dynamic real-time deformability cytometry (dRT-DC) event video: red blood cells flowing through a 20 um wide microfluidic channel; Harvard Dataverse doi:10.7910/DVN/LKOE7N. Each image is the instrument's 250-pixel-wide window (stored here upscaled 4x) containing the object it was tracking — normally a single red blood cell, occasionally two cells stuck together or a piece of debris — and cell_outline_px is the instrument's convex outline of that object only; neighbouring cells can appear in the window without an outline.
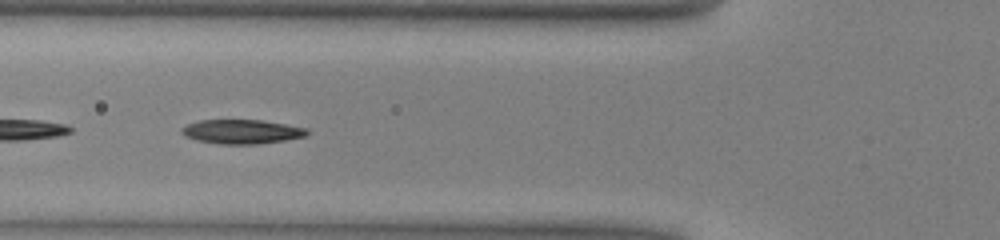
{"species": "common noctule bat (a hibernating species)", "species_latin": "Nyctalus noctula", "temperature_condition": "warm", "stored_images_in_passage": 25, "camera_frame_rate_fps": 3000, "um_per_image_px": 0.085, "animal": {"sex": "male", "body_mass_g": 13.0, "forearm_length_mm": 53.1}, "frame": {"image": 1, "passage_image": 8, "time_ms": 2.333, "image_size_px": [1000, 240], "cell_outline_px": [[308, 132], [304, 136], [284, 140], [256, 144], [220, 144], [196, 140], [184, 136], [180, 132], [180, 128], [188, 124], [200, 120], [260, 120], [308, 128]], "centroid_in_image_um": [20.49, 11.19], "position_along_channel_um": 105.3, "area_um2": 17.57}}